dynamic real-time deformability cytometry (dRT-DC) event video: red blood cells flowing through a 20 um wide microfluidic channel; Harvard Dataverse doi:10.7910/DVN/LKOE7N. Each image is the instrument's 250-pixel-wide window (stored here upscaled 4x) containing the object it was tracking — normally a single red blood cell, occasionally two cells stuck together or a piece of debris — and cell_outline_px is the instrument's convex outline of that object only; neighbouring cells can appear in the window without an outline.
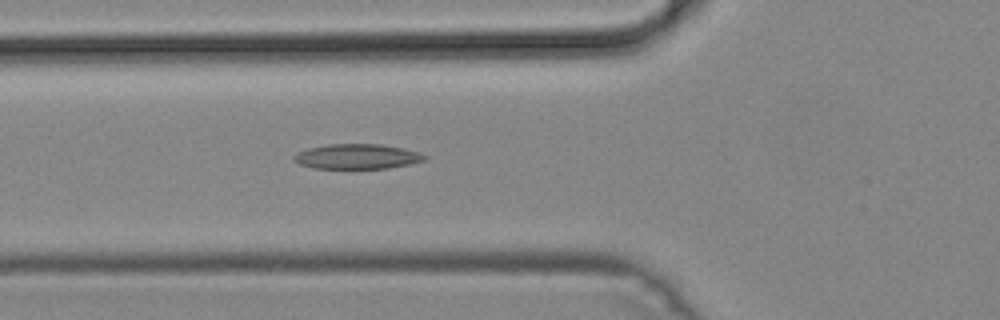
{"species": "common noctule bat (a hibernating species)", "species_latin": "Nyctalus noctula", "temperature_condition": "cold", "stored_images_in_passage": 34, "camera_frame_rate_fps": 3000, "um_per_image_px": 0.085, "animal": {"sex": "male", "body_mass_g": 19.2, "forearm_length_mm": 51.8}, "frame": {"image": 1, "passage_image": 3, "time_ms": 0.667, "image_size_px": [1000, 320], "cell_outline_px": [[428, 156], [424, 160], [408, 164], [388, 168], [312, 168], [300, 164], [292, 160], [292, 156], [308, 148], [328, 144], [380, 144], [404, 148], [420, 152]], "centroid_in_image_um": [30.35, 13.3], "position_along_channel_um": 95.4, "area_um2": 18.96}}
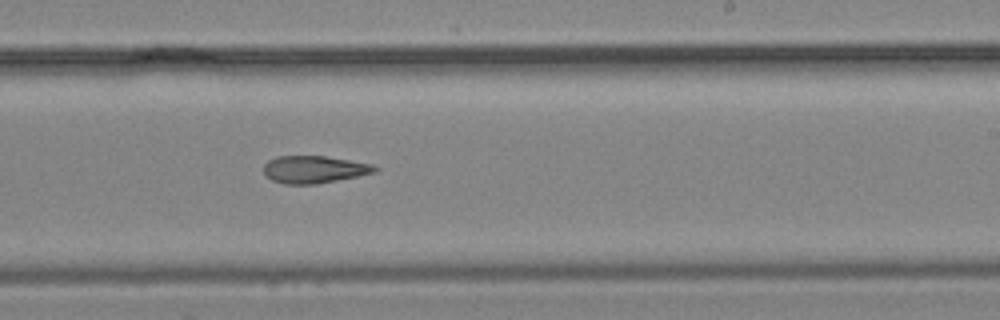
{"frame": {"image": 2, "passage_image": 15, "time_ms": 4.667, "image_size_px": [1000, 320], "cell_outline_px": [[380, 168], [376, 172], [316, 184], [284, 184], [272, 180], [264, 176], [264, 164], [268, 160], [276, 156], [324, 156], [372, 164]], "centroid_in_image_um": [26.66, 14.4], "position_along_channel_um": 262.3, "area_um2": 17.69}}
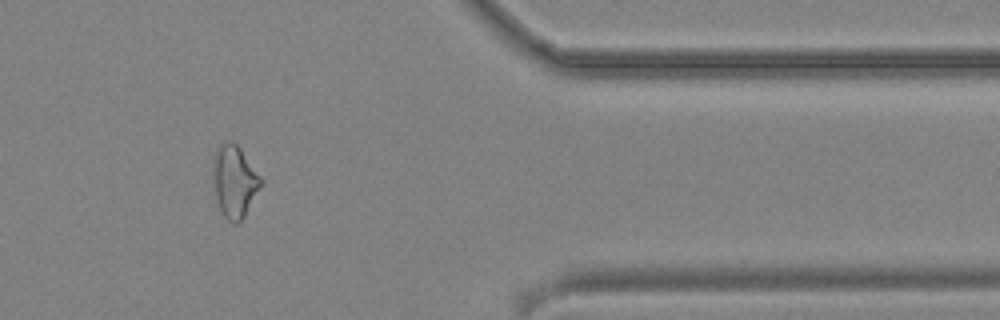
{"frame": {"image": 3, "passage_image": 26, "time_ms": 8.333, "image_size_px": [1000, 320], "cell_outline_px": [[264, 184], [244, 216], [236, 224], [232, 224], [224, 216], [216, 200], [212, 164], [216, 152], [220, 144], [228, 140], [236, 144], [240, 148], [264, 180]], "centroid_in_image_um": [19.96, 15.42], "position_along_channel_um": 391.4, "area_um2": 20.17}}